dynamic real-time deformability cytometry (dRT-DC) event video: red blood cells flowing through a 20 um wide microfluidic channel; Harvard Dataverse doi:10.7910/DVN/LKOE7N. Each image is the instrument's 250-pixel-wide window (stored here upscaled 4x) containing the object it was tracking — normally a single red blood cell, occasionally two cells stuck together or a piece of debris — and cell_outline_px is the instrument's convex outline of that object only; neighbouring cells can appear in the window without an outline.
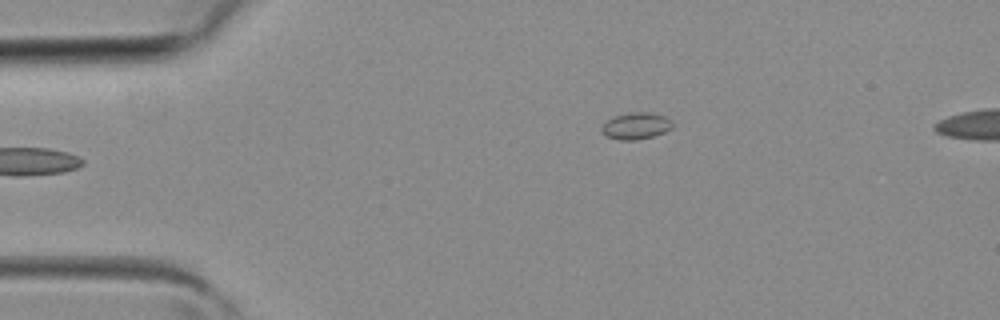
{"species": "common noctule bat (a hibernating species)", "species_latin": "Nyctalus noctula", "temperature_condition": "room temperature", "stored_images_in_passage": 4, "camera_frame_rate_fps": 3000, "um_per_image_px": 0.085, "animal": {"sex": "female", "body_mass_g": 19.3, "forearm_length_mm": 54.1}, "frame": {"image": 1, "passage_image": 4, "time_ms": 1.0, "image_size_px": [1000, 320], "cell_outline_px": [[672, 128], [664, 132], [652, 136], [636, 140], [620, 140], [608, 136], [600, 128], [608, 120], [616, 116], [628, 112], [648, 112], [664, 116], [672, 120]], "centroid_in_image_um": [54.09, 10.69], "position_along_channel_um": 30.9, "area_um2": 10.81}}